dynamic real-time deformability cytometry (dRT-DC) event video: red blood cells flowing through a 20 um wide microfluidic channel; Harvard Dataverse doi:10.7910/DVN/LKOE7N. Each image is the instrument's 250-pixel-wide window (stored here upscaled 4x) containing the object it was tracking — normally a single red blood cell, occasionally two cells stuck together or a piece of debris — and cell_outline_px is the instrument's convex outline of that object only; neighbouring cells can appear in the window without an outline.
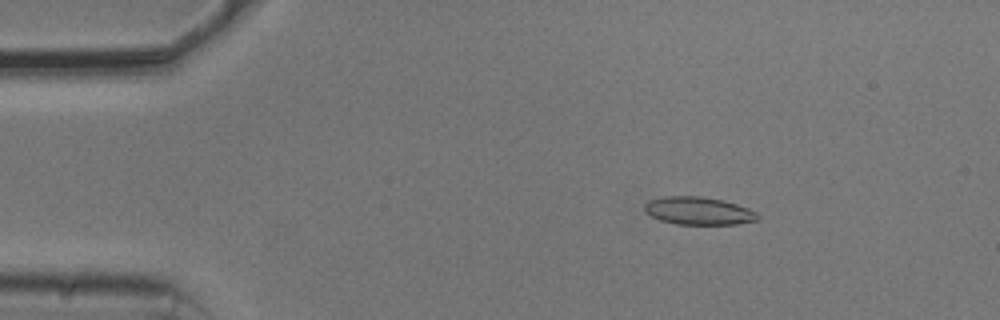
{"species": "common noctule bat (a hibernating species)", "species_latin": "Nyctalus noctula", "temperature_condition": "cold", "stored_images_in_passage": 54, "camera_frame_rate_fps": 3000, "um_per_image_px": 0.085, "animal": {"sex": "male", "body_mass_g": 20.5, "forearm_length_mm": 52.5}, "frame": {"image": 1, "passage_image": 9, "time_ms": 2.667, "image_size_px": [1000, 320], "cell_outline_px": [[760, 220], [736, 224], [676, 224], [660, 220], [644, 212], [644, 204], [652, 200], [664, 196], [700, 196], [724, 200], [748, 208], [756, 212], [760, 216]], "centroid_in_image_um": [59.4, 17.92], "position_along_channel_um": 25.6, "area_um2": 18.38}}
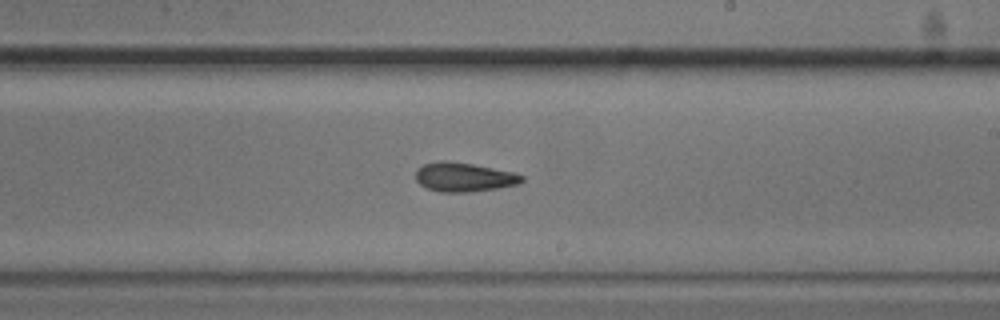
{"frame": {"image": 2, "passage_image": 32, "time_ms": 10.333, "image_size_px": [1000, 320], "cell_outline_px": [[524, 180], [520, 184], [472, 192], [440, 192], [428, 188], [420, 184], [416, 180], [416, 168], [424, 164], [440, 160], [448, 160], [472, 164], [512, 172], [524, 176]], "centroid_in_image_um": [39.42, 15.05], "position_along_channel_um": 249.6, "area_um2": 18.03}}
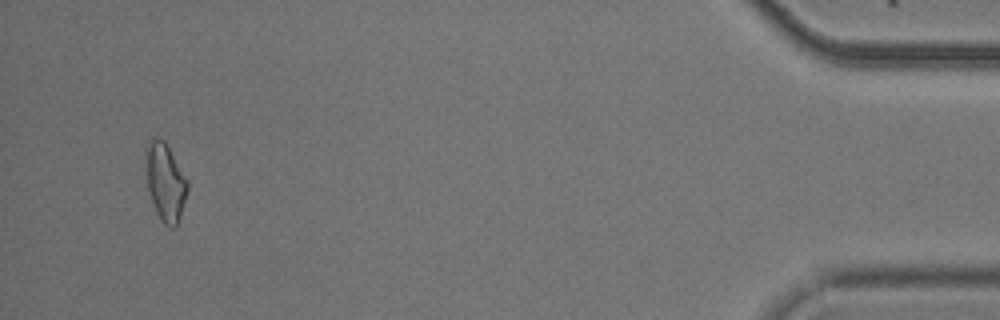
{"frame": {"image": 3, "passage_image": 52, "time_ms": 17.0, "image_size_px": [1000, 320], "cell_outline_px": [[188, 188], [180, 216], [176, 224], [172, 228], [164, 224], [156, 212], [148, 188], [144, 152], [152, 136], [164, 140], [188, 180]], "centroid_in_image_um": [14.04, 15.43], "position_along_channel_um": 421.2, "area_um2": 18.67}, "authors_computed_cell_mechanics": {"area_um2": 17.9469, "velocity_mm_per_s": 3.7447, "shape_relaxation_time_tau1_ms": null, "shape_relaxation_time_tau2_ms": 6.2248, "deformation_change_tau1": null, "deformation_change_tau2": 0.1464}}